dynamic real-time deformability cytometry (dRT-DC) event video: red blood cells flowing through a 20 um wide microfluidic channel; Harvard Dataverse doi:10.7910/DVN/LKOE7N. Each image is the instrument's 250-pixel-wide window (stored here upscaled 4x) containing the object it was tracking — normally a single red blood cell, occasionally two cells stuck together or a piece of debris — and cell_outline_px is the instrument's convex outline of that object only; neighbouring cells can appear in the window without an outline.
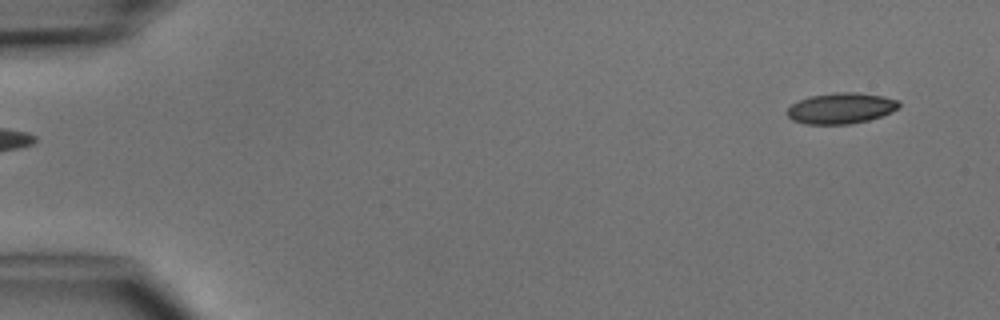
{"species": "common noctule bat (a hibernating species)", "species_latin": "Nyctalus noctula", "temperature_condition": "cold", "stored_images_in_passage": 5, "segment_of_instrument_passage": [2, 2], "camera_frame_rate_fps": 3000, "um_per_image_px": 0.085, "animal": {"sex": "male", "body_mass_g": 15.6}, "frame": {"image": 1, "passage_image": 5, "time_ms": 5.333, "image_size_px": [1000, 320], "cell_outline_px": [[900, 108], [892, 112], [868, 120], [848, 124], [804, 124], [792, 120], [784, 112], [792, 104], [800, 100], [812, 96], [836, 92], [856, 92], [884, 96], [900, 100]], "centroid_in_image_um": [71.5, 9.2], "position_along_channel_um": 13.5, "area_um2": 20.23}}